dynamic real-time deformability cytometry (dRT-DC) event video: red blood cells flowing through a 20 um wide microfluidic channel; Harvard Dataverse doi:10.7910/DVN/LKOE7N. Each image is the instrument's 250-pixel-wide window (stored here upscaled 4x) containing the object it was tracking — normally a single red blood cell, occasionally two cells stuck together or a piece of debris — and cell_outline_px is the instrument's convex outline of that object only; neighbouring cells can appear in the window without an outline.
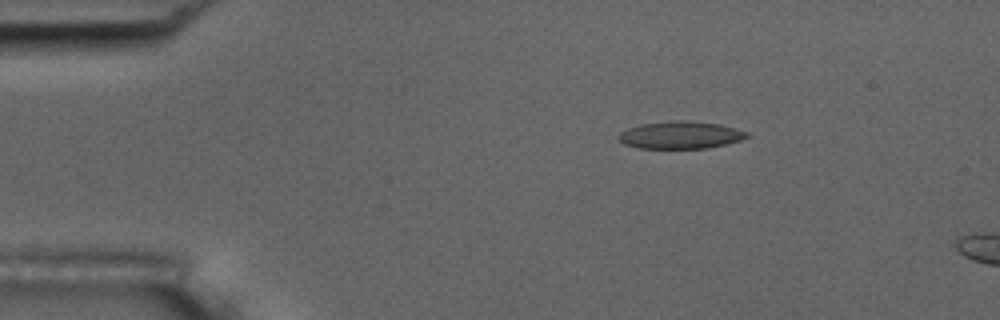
{"species": "common noctule bat (a hibernating species)", "species_latin": "Nyctalus noctula", "temperature_condition": "room temperature", "stored_images_in_passage": 3, "camera_frame_rate_fps": 3000, "um_per_image_px": 0.085, "animal": {"sex": "male", "body_mass_g": 17.5, "forearm_length_mm": 52.3}, "frame": {"image": 1, "passage_image": 1, "time_ms": 0.0, "image_size_px": [1000, 320], "cell_outline_px": [[752, 136], [740, 140], [708, 148], [636, 148], [624, 144], [616, 140], [616, 136], [620, 132], [628, 128], [640, 124], [672, 120], [688, 120], [720, 124], [748, 132]], "centroid_in_image_um": [57.8, 11.47], "position_along_channel_um": 27.2, "area_um2": 20.75}}